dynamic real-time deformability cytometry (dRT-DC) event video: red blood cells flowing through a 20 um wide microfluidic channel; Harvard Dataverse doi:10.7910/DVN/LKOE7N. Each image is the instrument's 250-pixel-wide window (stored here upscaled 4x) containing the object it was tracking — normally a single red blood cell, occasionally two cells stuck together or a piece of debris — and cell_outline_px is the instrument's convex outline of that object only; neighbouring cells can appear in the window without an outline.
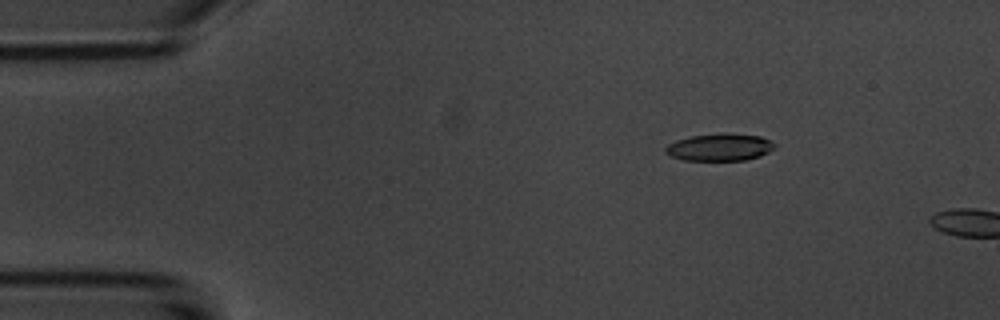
{"species": "common noctule bat (a hibernating species)", "species_latin": "Nyctalus noctula", "temperature_condition": "room temperature", "stored_images_in_passage": 3, "camera_frame_rate_fps": 3000, "um_per_image_px": 0.085, "animal": {"sex": "male", "body_mass_g": 20.1, "forearm_length_mm": 53.5}, "frame": {"image": 1, "passage_image": 2, "time_ms": 1.333, "image_size_px": [1000, 320], "cell_outline_px": [[776, 148], [760, 156], [744, 160], [684, 160], [672, 156], [664, 152], [664, 148], [668, 144], [676, 140], [692, 136], [760, 136], [776, 144]], "centroid_in_image_um": [61.15, 12.57], "position_along_channel_um": 23.9, "area_um2": 16.42}}